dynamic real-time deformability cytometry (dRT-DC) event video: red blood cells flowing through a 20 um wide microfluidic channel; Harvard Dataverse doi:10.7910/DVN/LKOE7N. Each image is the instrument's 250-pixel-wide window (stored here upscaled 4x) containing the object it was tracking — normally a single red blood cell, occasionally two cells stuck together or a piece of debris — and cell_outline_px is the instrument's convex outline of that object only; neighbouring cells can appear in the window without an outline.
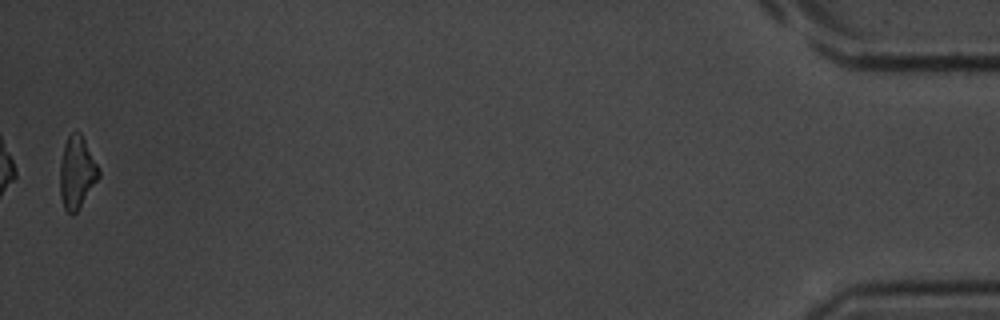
{"species": "common noctule bat (a hibernating species)", "species_latin": "Nyctalus noctula", "temperature_condition": "room temperature", "stored_images_in_passage": 40, "camera_frame_rate_fps": 3000, "um_per_image_px": 0.085, "animal": {"sex": "male", "body_mass_g": 20.1, "forearm_length_mm": 53.5}, "frame": {"image": 1, "passage_image": 40, "time_ms": 13.0, "image_size_px": [1000, 320], "cell_outline_px": [[100, 176], [76, 212], [72, 216], [64, 208], [60, 196], [60, 164], [64, 144], [68, 136], [72, 132], [80, 132], [100, 172]], "centroid_in_image_um": [6.51, 14.68], "position_along_channel_um": 428.7, "area_um2": 15.95}}